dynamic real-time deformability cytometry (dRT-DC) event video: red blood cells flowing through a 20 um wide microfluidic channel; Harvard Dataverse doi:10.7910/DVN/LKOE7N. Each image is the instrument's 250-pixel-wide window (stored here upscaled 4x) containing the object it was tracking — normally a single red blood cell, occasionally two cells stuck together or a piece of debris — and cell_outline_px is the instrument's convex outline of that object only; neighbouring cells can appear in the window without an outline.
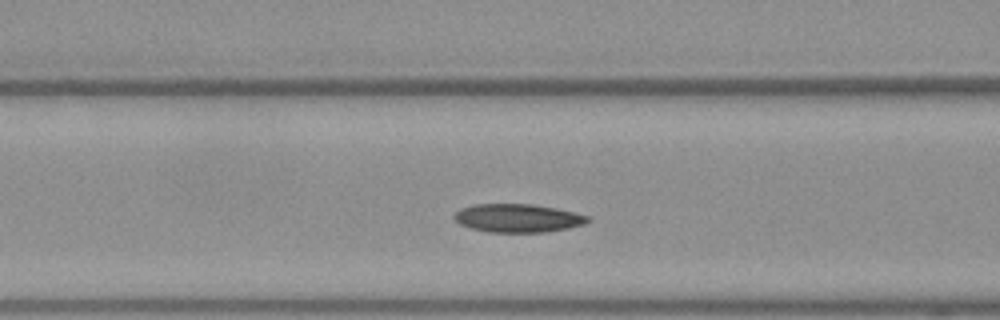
{"species": "Egyptian fruit bat (a non-hibernating species)", "species_latin": "Rousettus aegyptiacus", "temperature_condition": "warm", "stored_images_in_passage": 36, "camera_frame_rate_fps": 3000, "um_per_image_px": 0.085, "frame": {"image": 1, "passage_image": 18, "time_ms": 5.667, "image_size_px": [1000, 320], "cell_outline_px": [[592, 220], [584, 224], [568, 228], [544, 232], [488, 232], [472, 228], [460, 224], [452, 216], [460, 208], [476, 204], [532, 204], [556, 208], [576, 212], [592, 216]], "centroid_in_image_um": [44.06, 18.53], "position_along_channel_um": 122.5, "area_um2": 22.2}}
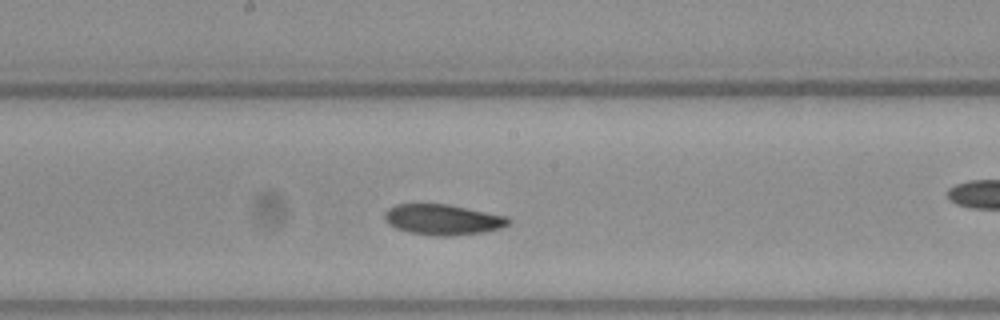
{"frame": {"image": 2, "passage_image": 25, "time_ms": 8.0, "image_size_px": [1000, 320], "cell_outline_px": [[512, 220], [508, 224], [500, 228], [484, 232], [452, 236], [436, 236], [408, 232], [396, 228], [388, 224], [384, 220], [384, 212], [388, 208], [396, 204], [448, 204], [508, 216]], "centroid_in_image_um": [37.63, 18.66], "position_along_channel_um": 210.6, "area_um2": 22.25}}
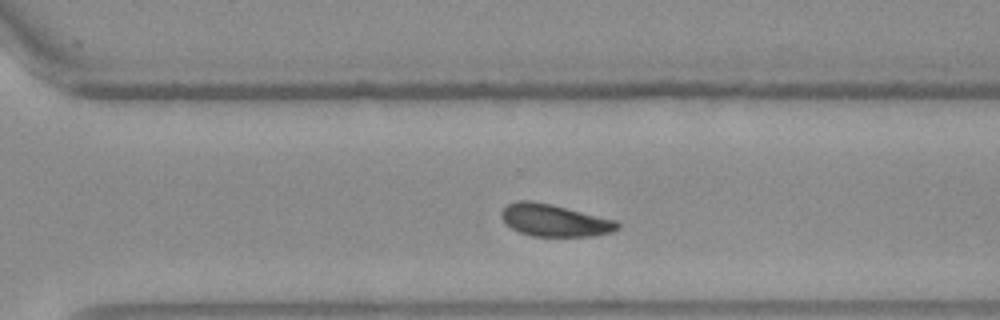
{"frame": {"image": 3, "passage_image": 34, "time_ms": 11.0, "image_size_px": [1000, 320], "cell_outline_px": [[620, 228], [612, 232], [596, 236], [532, 236], [520, 232], [504, 224], [500, 216], [500, 212], [508, 204], [516, 200], [532, 200], [552, 204], [616, 220], [620, 224]], "centroid_in_image_um": [47.12, 18.72], "position_along_channel_um": 323.5, "area_um2": 22.02}}